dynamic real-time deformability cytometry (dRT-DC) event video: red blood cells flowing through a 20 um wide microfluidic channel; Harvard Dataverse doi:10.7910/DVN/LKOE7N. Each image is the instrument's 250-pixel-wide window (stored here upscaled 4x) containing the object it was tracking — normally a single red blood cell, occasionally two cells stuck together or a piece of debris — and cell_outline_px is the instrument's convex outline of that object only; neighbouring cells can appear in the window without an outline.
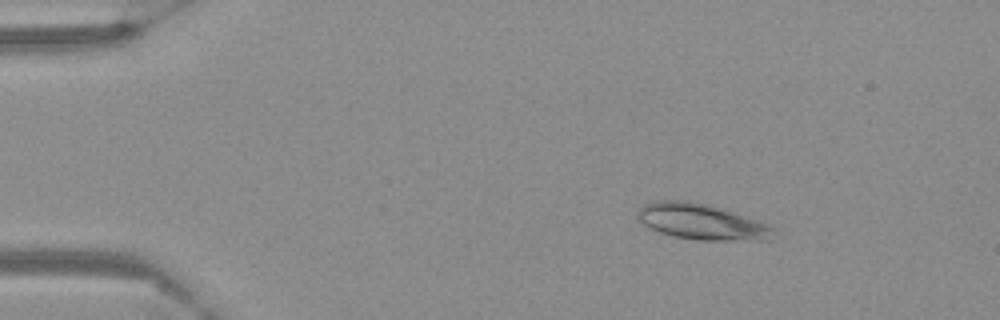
{"species": "Egyptian fruit bat (a non-hibernating species)", "species_latin": "Rousettus aegyptiacus", "temperature_condition": "warm", "stored_images_in_passage": 57, "camera_frame_rate_fps": 3000, "um_per_image_px": 0.085, "frame": {"image": 1, "passage_image": 8, "time_ms": 2.333, "image_size_px": [1000, 320], "cell_outline_px": [[776, 228], [768, 240], [700, 240], [672, 236], [660, 232], [644, 224], [636, 216], [640, 208], [644, 204], [656, 200], [692, 200], [708, 204], [768, 224]], "centroid_in_image_um": [59.62, 18.84], "position_along_channel_um": 25.4, "area_um2": 28.15}}
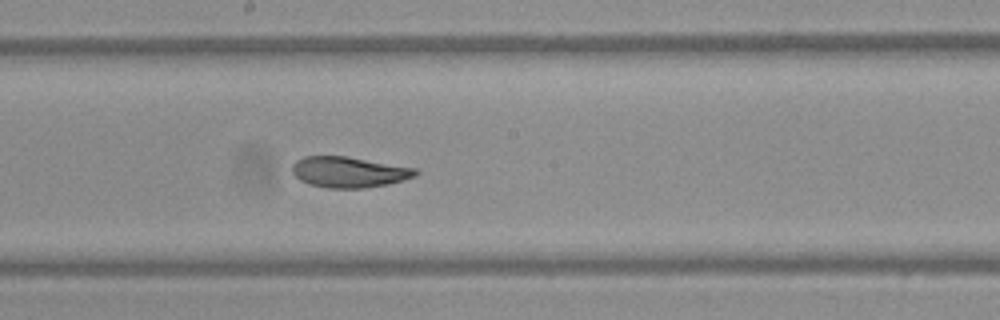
{"frame": {"image": 2, "passage_image": 31, "time_ms": 10.0, "image_size_px": [1000, 320], "cell_outline_px": [[420, 172], [416, 176], [404, 180], [388, 184], [364, 188], [328, 188], [308, 184], [300, 180], [292, 172], [292, 164], [296, 160], [304, 156], [348, 156], [416, 168]], "centroid_in_image_um": [29.67, 14.62], "position_along_channel_um": 218.5, "area_um2": 22.31}}
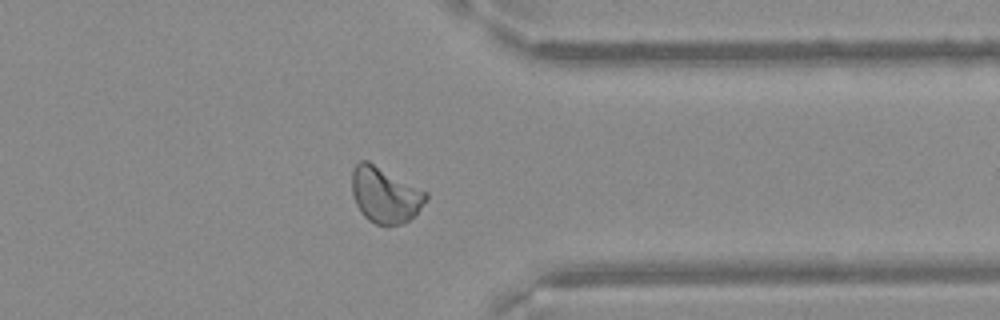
{"frame": {"image": 3, "passage_image": 45, "time_ms": 14.667, "image_size_px": [1000, 320], "cell_outline_px": [[428, 196], [420, 208], [408, 220], [400, 224], [376, 224], [368, 220], [364, 216], [356, 204], [352, 192], [352, 172], [356, 164], [360, 160], [368, 160], [428, 192]], "centroid_in_image_um": [32.71, 16.54], "position_along_channel_um": 378.7, "area_um2": 23.81}}